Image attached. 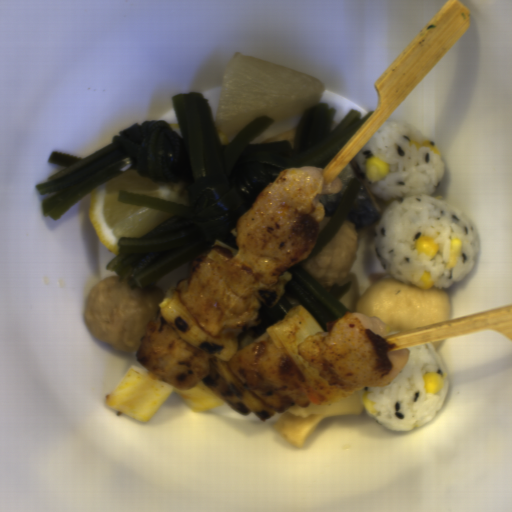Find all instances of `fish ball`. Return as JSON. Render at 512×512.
Returning a JSON list of instances; mask_svg holds the SVG:
<instances>
[{
	"instance_id": "obj_1",
	"label": "fish ball",
	"mask_w": 512,
	"mask_h": 512,
	"mask_svg": "<svg viewBox=\"0 0 512 512\" xmlns=\"http://www.w3.org/2000/svg\"><path fill=\"white\" fill-rule=\"evenodd\" d=\"M354 313L381 318L396 333L452 319L447 288L421 289L383 273L361 294Z\"/></svg>"
}]
</instances>
